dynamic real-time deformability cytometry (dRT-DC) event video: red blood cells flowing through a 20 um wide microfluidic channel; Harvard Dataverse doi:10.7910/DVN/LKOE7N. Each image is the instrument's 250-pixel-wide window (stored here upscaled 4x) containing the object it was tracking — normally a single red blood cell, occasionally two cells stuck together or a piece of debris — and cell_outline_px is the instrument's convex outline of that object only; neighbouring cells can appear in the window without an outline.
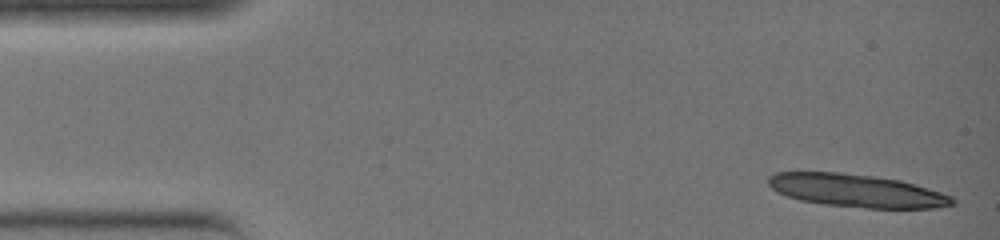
{"species": "common noctule bat (a hibernating species)", "species_latin": "Nyctalus noctula", "temperature_condition": "warm", "stored_images_in_passage": 18, "camera_frame_rate_fps": 3000, "um_per_image_px": 0.085, "animal": {"sex": "female", "body_mass_g": 19.0, "forearm_length_mm": 51.5}, "frame": {"image": 1, "passage_image": 1, "time_ms": 0.0, "image_size_px": [1000, 240], "cell_outline_px": [[956, 204], [936, 208], [864, 208], [824, 204], [800, 200], [776, 192], [768, 184], [768, 176], [776, 172], [840, 172], [872, 176], [900, 180], [928, 188], [952, 196], [956, 200]], "centroid_in_image_um": [72.81, 16.21], "position_along_channel_um": 12.2, "area_um2": 35.32}}
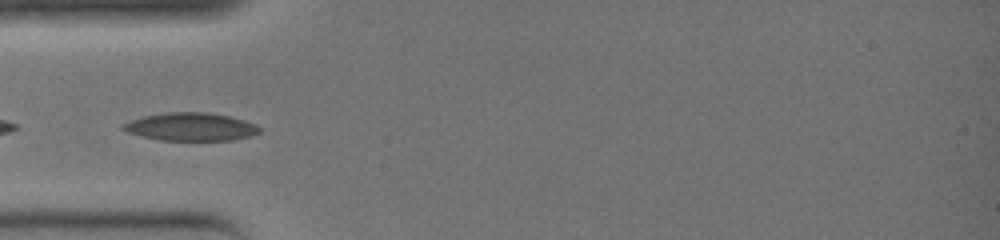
{"frame": {"image": 2, "passage_image": 11, "time_ms": 3.333, "image_size_px": [1000, 240], "cell_outline_px": [[260, 132], [248, 136], [232, 140], [160, 140], [140, 136], [128, 132], [120, 128], [120, 124], [144, 116], [164, 112], [208, 112], [228, 116], [244, 120], [256, 124], [260, 128]], "centroid_in_image_um": [16.18, 10.77], "position_along_channel_um": 68.8, "area_um2": 22.25}}
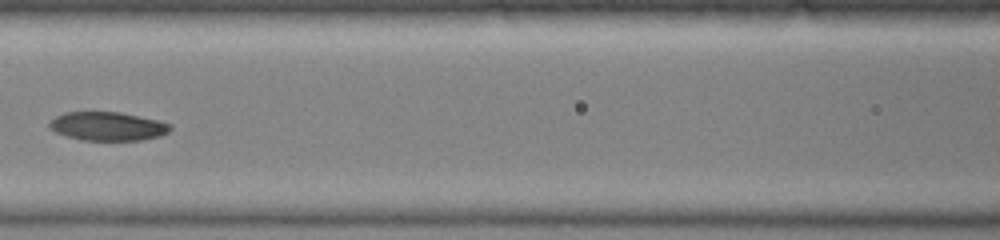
{"frame": {"image": 3, "passage_image": 16, "time_ms": 5.0, "image_size_px": [1000, 240], "cell_outline_px": [[172, 128], [168, 132], [160, 136], [144, 140], [80, 140], [56, 132], [48, 128], [48, 124], [56, 116], [64, 112], [120, 112], [156, 120], [172, 124]], "centroid_in_image_um": [9.15, 10.73], "position_along_channel_um": 157.4, "area_um2": 20.17}}